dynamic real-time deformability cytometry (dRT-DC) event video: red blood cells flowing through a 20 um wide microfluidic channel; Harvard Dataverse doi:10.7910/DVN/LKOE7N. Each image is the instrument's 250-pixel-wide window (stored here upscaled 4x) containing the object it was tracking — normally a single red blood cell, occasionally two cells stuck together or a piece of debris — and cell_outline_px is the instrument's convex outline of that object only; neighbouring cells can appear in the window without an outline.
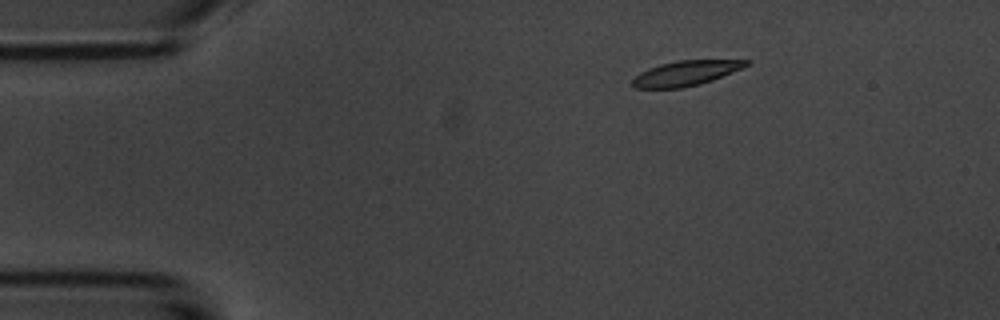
{"species": "common noctule bat (a hibernating species)", "species_latin": "Nyctalus noctula", "temperature_condition": "room temperature", "stored_images_in_passage": 5, "camera_frame_rate_fps": 3000, "um_per_image_px": 0.085, "animal": {"sex": "male", "body_mass_g": 20.1, "forearm_length_mm": 53.5}, "frame": {"image": 1, "passage_image": 3, "time_ms": 2.333, "image_size_px": [1000, 320], "cell_outline_px": [[752, 60], [748, 64], [740, 68], [712, 80], [700, 84], [680, 88], [632, 88], [632, 80], [640, 72], [648, 68], [660, 64], [676, 60]], "centroid_in_image_um": [58.23, 6.22], "position_along_channel_um": 26.8, "area_um2": 16.36}}
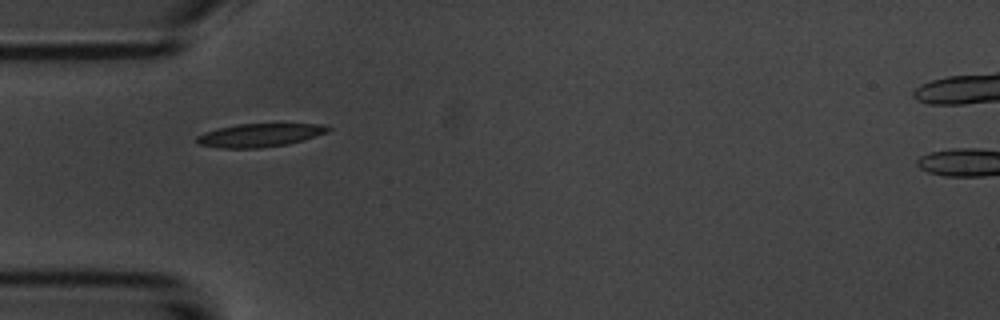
{"frame": {"image": 2, "passage_image": 5, "time_ms": 5.0, "image_size_px": [1000, 320], "cell_outline_px": [[332, 128], [328, 132], [304, 140], [288, 144], [260, 148], [220, 148], [196, 144], [196, 136], [204, 132], [216, 128], [236, 124], [324, 124]], "centroid_in_image_um": [22.05, 11.49], "position_along_channel_um": 63.0, "area_um2": 18.03}}